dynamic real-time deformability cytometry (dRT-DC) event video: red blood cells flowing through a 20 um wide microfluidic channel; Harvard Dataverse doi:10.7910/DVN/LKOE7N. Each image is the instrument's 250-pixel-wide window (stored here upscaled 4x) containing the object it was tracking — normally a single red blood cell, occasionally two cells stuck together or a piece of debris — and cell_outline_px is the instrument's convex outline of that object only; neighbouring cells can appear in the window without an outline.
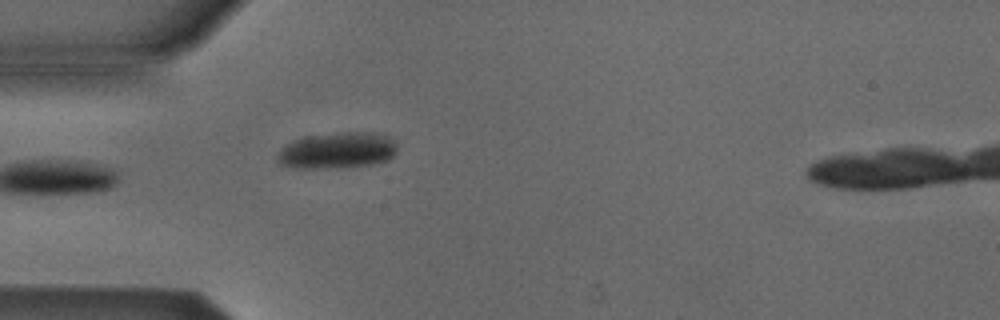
{"species": "Egyptian fruit bat (a non-hibernating species)", "species_latin": "Rousettus aegyptiacus", "temperature_condition": "cold", "stored_images_in_passage": 4, "camera_frame_rate_fps": 3000, "um_per_image_px": 0.085, "animal": {"sex": "male"}, "frame": {"image": 1, "passage_image": 4, "time_ms": 4.667, "image_size_px": [1000, 320], "cell_outline_px": [[396, 152], [388, 160], [372, 164], [348, 168], [296, 168], [280, 164], [276, 160], [276, 152], [284, 144], [304, 136], [336, 132], [380, 132], [396, 140]], "centroid_in_image_um": [28.65, 12.78], "position_along_channel_um": 56.3, "area_um2": 26.07}}